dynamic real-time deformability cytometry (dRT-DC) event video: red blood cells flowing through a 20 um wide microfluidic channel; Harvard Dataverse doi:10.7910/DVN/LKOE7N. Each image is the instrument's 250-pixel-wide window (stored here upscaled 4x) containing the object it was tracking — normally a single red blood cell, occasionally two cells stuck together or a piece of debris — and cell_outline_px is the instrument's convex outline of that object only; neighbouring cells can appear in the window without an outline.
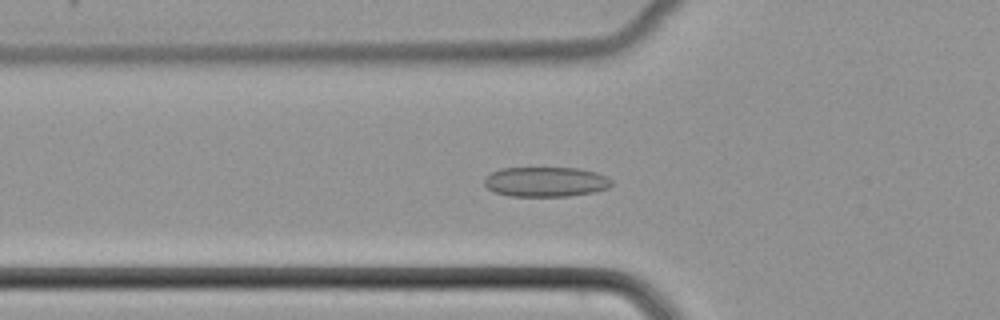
{"species": "common noctule bat (a hibernating species)", "species_latin": "Nyctalus noctula", "temperature_condition": "cold", "stored_images_in_passage": 44, "camera_frame_rate_fps": 3000, "um_per_image_px": 0.085, "animal": {"sex": "female", "body_mass_g": 22.7, "forearm_length_mm": 54.2}, "frame": {"image": 1, "passage_image": 11, "time_ms": 3.333, "image_size_px": [1000, 320], "cell_outline_px": [[612, 184], [608, 188], [592, 192], [568, 196], [508, 196], [496, 192], [488, 188], [484, 184], [484, 176], [500, 168], [580, 168], [596, 172], [608, 176], [612, 180]], "centroid_in_image_um": [46.39, 15.44], "position_along_channel_um": 79.4, "area_um2": 22.25}}
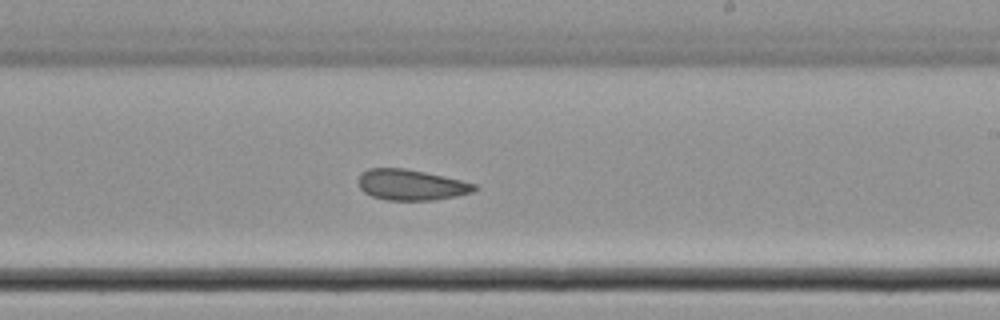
{"frame": {"image": 2, "passage_image": 24, "time_ms": 7.667, "image_size_px": [1000, 320], "cell_outline_px": [[480, 188], [472, 192], [456, 196], [432, 200], [388, 200], [372, 196], [364, 192], [360, 188], [360, 172], [368, 168], [404, 168], [444, 176], [476, 184]], "centroid_in_image_um": [34.96, 15.71], "position_along_channel_um": 254.0, "area_um2": 20.69}}
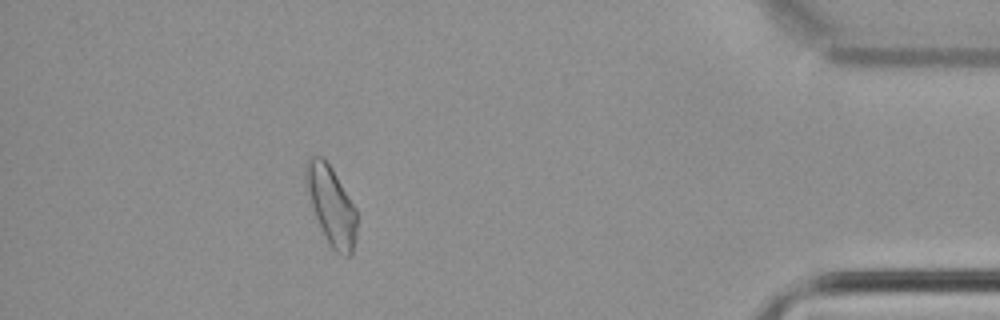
{"frame": {"image": 3, "passage_image": 39, "time_ms": 12.667, "image_size_px": [1000, 320], "cell_outline_px": [[356, 240], [352, 256], [344, 256], [336, 252], [332, 248], [312, 208], [304, 180], [304, 164], [308, 156], [324, 156], [332, 168], [356, 208]], "centroid_in_image_um": [28.14, 17.41], "position_along_channel_um": 407.1, "area_um2": 23.41}}